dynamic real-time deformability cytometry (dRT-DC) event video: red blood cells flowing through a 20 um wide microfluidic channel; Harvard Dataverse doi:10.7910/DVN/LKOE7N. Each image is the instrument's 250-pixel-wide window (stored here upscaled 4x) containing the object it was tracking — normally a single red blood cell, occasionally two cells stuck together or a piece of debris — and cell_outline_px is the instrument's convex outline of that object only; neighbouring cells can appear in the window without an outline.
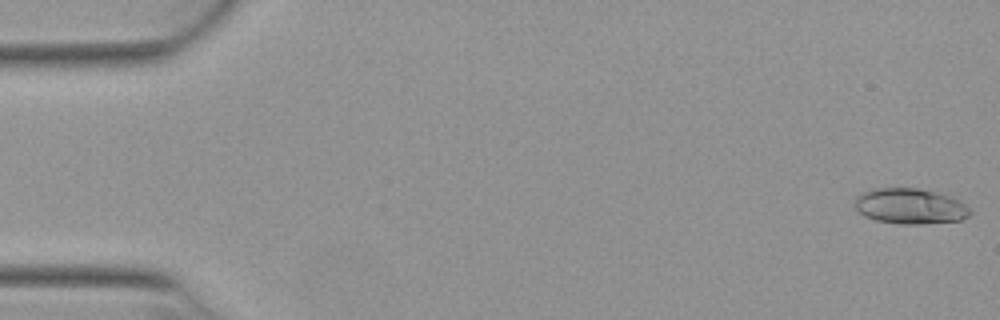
{"species": "Egyptian fruit bat (a non-hibernating species)", "species_latin": "Rousettus aegyptiacus", "temperature_condition": "warm", "stored_images_in_passage": 14, "camera_frame_rate_fps": 3000, "um_per_image_px": 0.085, "animal": {"sex": "female"}, "frame": {"image": 1, "passage_image": 1, "time_ms": 0.0, "image_size_px": [1000, 320], "cell_outline_px": [[972, 212], [968, 216], [960, 220], [920, 224], [900, 224], [876, 220], [864, 216], [852, 204], [856, 196], [872, 188], [920, 188], [952, 196], [960, 200]], "centroid_in_image_um": [77.34, 17.52], "position_along_channel_um": 7.7, "area_um2": 24.04}}
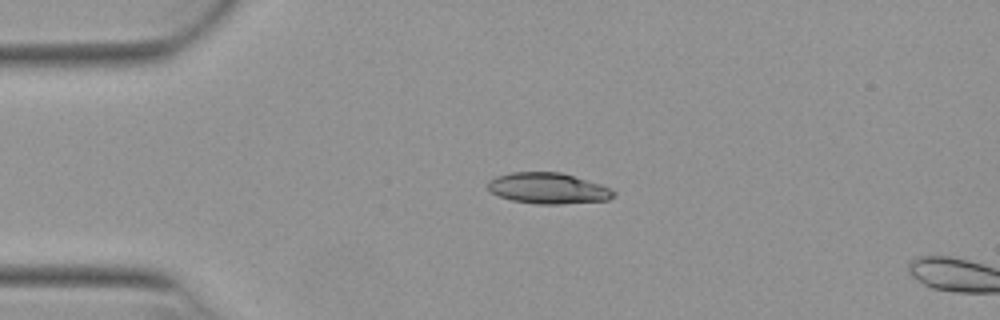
{"frame": {"image": 2, "passage_image": 12, "time_ms": 3.667, "image_size_px": [1000, 320], "cell_outline_px": [[616, 196], [608, 200], [560, 204], [536, 204], [512, 200], [500, 196], [492, 192], [488, 188], [488, 180], [496, 176], [512, 172], [560, 172], [600, 184], [612, 188], [616, 192]], "centroid_in_image_um": [46.61, 16.01], "position_along_channel_um": 38.4, "area_um2": 22.66}}